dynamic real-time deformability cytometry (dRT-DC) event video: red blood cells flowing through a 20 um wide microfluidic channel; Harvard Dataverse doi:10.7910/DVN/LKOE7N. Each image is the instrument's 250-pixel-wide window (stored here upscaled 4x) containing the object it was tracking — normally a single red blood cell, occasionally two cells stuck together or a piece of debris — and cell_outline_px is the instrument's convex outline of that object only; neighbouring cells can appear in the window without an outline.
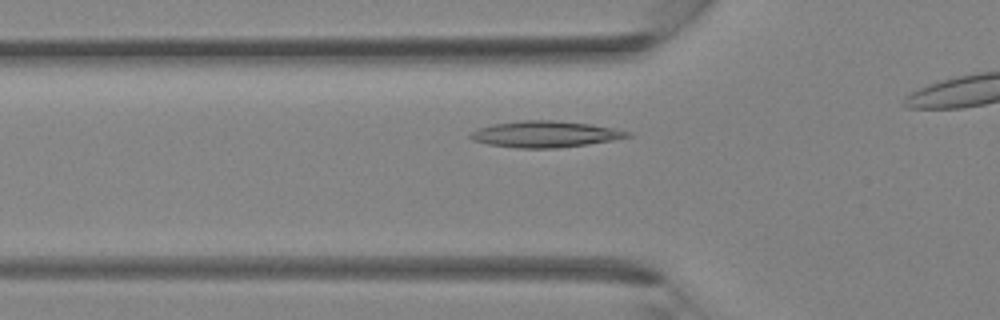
{"species": "Egyptian fruit bat (a non-hibernating species)", "species_latin": "Rousettus aegyptiacus", "temperature_condition": "room temperature", "stored_images_in_passage": 17, "camera_frame_rate_fps": 3000, "um_per_image_px": 0.085, "animal": {"sex": "female"}, "frame": {"image": 1, "passage_image": 4, "time_ms": 1.0, "image_size_px": [1000, 320], "cell_outline_px": [[632, 136], [612, 140], [588, 144], [556, 148], [516, 148], [488, 144], [472, 140], [468, 136], [472, 132], [480, 128], [492, 124], [524, 120], [556, 120], [592, 124], [632, 132]], "centroid_in_image_um": [46.35, 11.4], "position_along_channel_um": 79.5, "area_um2": 24.04}}
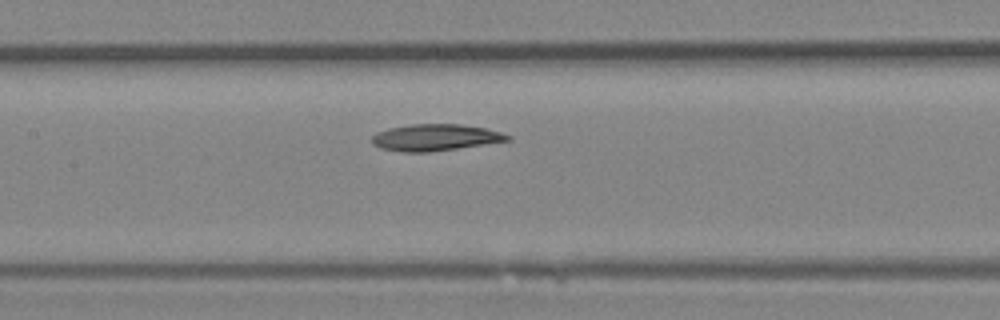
{"frame": {"image": 2, "passage_image": 9, "time_ms": 2.667, "image_size_px": [1000, 320], "cell_outline_px": [[512, 140], [428, 152], [400, 152], [380, 148], [372, 144], [372, 136], [376, 132], [388, 128], [412, 124], [460, 124], [484, 128], [500, 132], [512, 136]], "centroid_in_image_um": [36.96, 11.68], "position_along_channel_um": 170.4, "area_um2": 20.98}}
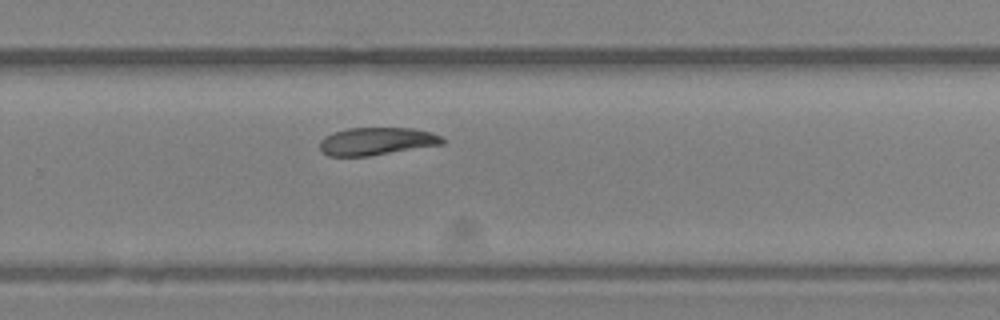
{"frame": {"image": 3, "passage_image": 16, "time_ms": 5.0, "image_size_px": [1000, 320], "cell_outline_px": [[444, 144], [368, 156], [328, 156], [320, 152], [320, 140], [324, 136], [332, 132], [348, 128], [412, 128], [432, 132], [440, 136], [444, 140]], "centroid_in_image_um": [31.97, 12.01], "position_along_channel_um": 297.8, "area_um2": 19.88}}